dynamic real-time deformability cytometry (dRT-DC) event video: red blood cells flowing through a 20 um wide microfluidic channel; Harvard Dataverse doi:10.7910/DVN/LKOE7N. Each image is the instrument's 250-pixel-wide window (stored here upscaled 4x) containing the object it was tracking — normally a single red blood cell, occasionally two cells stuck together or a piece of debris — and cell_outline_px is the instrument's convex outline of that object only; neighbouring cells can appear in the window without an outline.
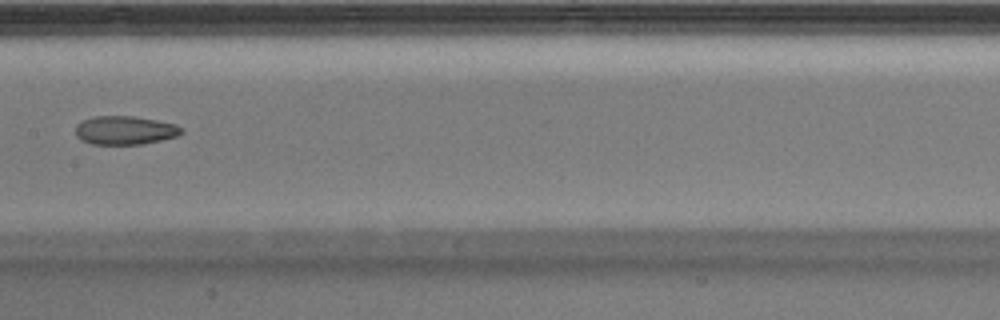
{"species": "Egyptian fruit bat (a non-hibernating species)", "species_latin": "Rousettus aegyptiacus", "temperature_condition": "warm", "stored_images_in_passage": 31, "camera_frame_rate_fps": 3000, "um_per_image_px": 0.085, "animal": {"sex": "male"}, "frame": {"image": 1, "passage_image": 18, "time_ms": 5.667, "image_size_px": [1000, 320], "cell_outline_px": [[184, 132], [176, 136], [144, 144], [92, 144], [80, 140], [76, 136], [76, 124], [84, 120], [96, 116], [132, 116], [156, 120], [172, 124], [180, 128]], "centroid_in_image_um": [10.57, 11.08], "position_along_channel_um": 196.8, "area_um2": 17.46}}